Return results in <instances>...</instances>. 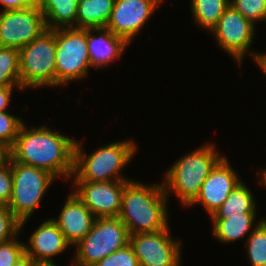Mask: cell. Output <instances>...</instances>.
Returning a JSON list of instances; mask_svg holds the SVG:
<instances>
[{
	"mask_svg": "<svg viewBox=\"0 0 266 266\" xmlns=\"http://www.w3.org/2000/svg\"><path fill=\"white\" fill-rule=\"evenodd\" d=\"M48 30L76 28L78 0H38Z\"/></svg>",
	"mask_w": 266,
	"mask_h": 266,
	"instance_id": "obj_18",
	"label": "cell"
},
{
	"mask_svg": "<svg viewBox=\"0 0 266 266\" xmlns=\"http://www.w3.org/2000/svg\"><path fill=\"white\" fill-rule=\"evenodd\" d=\"M96 217L76 196L70 193L59 218L53 221L70 245H77L91 230Z\"/></svg>",
	"mask_w": 266,
	"mask_h": 266,
	"instance_id": "obj_16",
	"label": "cell"
},
{
	"mask_svg": "<svg viewBox=\"0 0 266 266\" xmlns=\"http://www.w3.org/2000/svg\"><path fill=\"white\" fill-rule=\"evenodd\" d=\"M240 182L229 161L223 157L211 170L201 186L198 197L191 205L200 202L212 216Z\"/></svg>",
	"mask_w": 266,
	"mask_h": 266,
	"instance_id": "obj_15",
	"label": "cell"
},
{
	"mask_svg": "<svg viewBox=\"0 0 266 266\" xmlns=\"http://www.w3.org/2000/svg\"><path fill=\"white\" fill-rule=\"evenodd\" d=\"M136 149L133 141H119L101 147L87 156L82 151L81 143L76 141L74 148V181L129 180L121 176L119 172L131 161Z\"/></svg>",
	"mask_w": 266,
	"mask_h": 266,
	"instance_id": "obj_4",
	"label": "cell"
},
{
	"mask_svg": "<svg viewBox=\"0 0 266 266\" xmlns=\"http://www.w3.org/2000/svg\"><path fill=\"white\" fill-rule=\"evenodd\" d=\"M256 213H239L226 219H212L213 236L224 243L241 239L251 229Z\"/></svg>",
	"mask_w": 266,
	"mask_h": 266,
	"instance_id": "obj_20",
	"label": "cell"
},
{
	"mask_svg": "<svg viewBox=\"0 0 266 266\" xmlns=\"http://www.w3.org/2000/svg\"><path fill=\"white\" fill-rule=\"evenodd\" d=\"M56 87L85 77L93 67L88 52L87 30L61 28L55 30Z\"/></svg>",
	"mask_w": 266,
	"mask_h": 266,
	"instance_id": "obj_8",
	"label": "cell"
},
{
	"mask_svg": "<svg viewBox=\"0 0 266 266\" xmlns=\"http://www.w3.org/2000/svg\"><path fill=\"white\" fill-rule=\"evenodd\" d=\"M94 266H139L138 259L130 244L113 252Z\"/></svg>",
	"mask_w": 266,
	"mask_h": 266,
	"instance_id": "obj_29",
	"label": "cell"
},
{
	"mask_svg": "<svg viewBox=\"0 0 266 266\" xmlns=\"http://www.w3.org/2000/svg\"><path fill=\"white\" fill-rule=\"evenodd\" d=\"M24 122L6 111L0 112V145L7 151L13 146Z\"/></svg>",
	"mask_w": 266,
	"mask_h": 266,
	"instance_id": "obj_26",
	"label": "cell"
},
{
	"mask_svg": "<svg viewBox=\"0 0 266 266\" xmlns=\"http://www.w3.org/2000/svg\"><path fill=\"white\" fill-rule=\"evenodd\" d=\"M38 0H0L2 11L25 9L37 5Z\"/></svg>",
	"mask_w": 266,
	"mask_h": 266,
	"instance_id": "obj_31",
	"label": "cell"
},
{
	"mask_svg": "<svg viewBox=\"0 0 266 266\" xmlns=\"http://www.w3.org/2000/svg\"><path fill=\"white\" fill-rule=\"evenodd\" d=\"M13 178L10 157L0 162V206H8L12 196Z\"/></svg>",
	"mask_w": 266,
	"mask_h": 266,
	"instance_id": "obj_30",
	"label": "cell"
},
{
	"mask_svg": "<svg viewBox=\"0 0 266 266\" xmlns=\"http://www.w3.org/2000/svg\"><path fill=\"white\" fill-rule=\"evenodd\" d=\"M214 148L206 144L178 159L165 174L166 193L175 192L184 206H190L211 170L223 158Z\"/></svg>",
	"mask_w": 266,
	"mask_h": 266,
	"instance_id": "obj_3",
	"label": "cell"
},
{
	"mask_svg": "<svg viewBox=\"0 0 266 266\" xmlns=\"http://www.w3.org/2000/svg\"><path fill=\"white\" fill-rule=\"evenodd\" d=\"M254 26L230 5L211 31L216 36L219 46L232 55L240 65L252 44Z\"/></svg>",
	"mask_w": 266,
	"mask_h": 266,
	"instance_id": "obj_12",
	"label": "cell"
},
{
	"mask_svg": "<svg viewBox=\"0 0 266 266\" xmlns=\"http://www.w3.org/2000/svg\"><path fill=\"white\" fill-rule=\"evenodd\" d=\"M129 232L119 217L96 218L89 233L77 244L75 266H94L129 244Z\"/></svg>",
	"mask_w": 266,
	"mask_h": 266,
	"instance_id": "obj_6",
	"label": "cell"
},
{
	"mask_svg": "<svg viewBox=\"0 0 266 266\" xmlns=\"http://www.w3.org/2000/svg\"><path fill=\"white\" fill-rule=\"evenodd\" d=\"M0 266H30L25 258V245L15 238L0 243Z\"/></svg>",
	"mask_w": 266,
	"mask_h": 266,
	"instance_id": "obj_25",
	"label": "cell"
},
{
	"mask_svg": "<svg viewBox=\"0 0 266 266\" xmlns=\"http://www.w3.org/2000/svg\"><path fill=\"white\" fill-rule=\"evenodd\" d=\"M256 203L248 187L241 181L222 205L213 213L212 219H226L239 213H255Z\"/></svg>",
	"mask_w": 266,
	"mask_h": 266,
	"instance_id": "obj_21",
	"label": "cell"
},
{
	"mask_svg": "<svg viewBox=\"0 0 266 266\" xmlns=\"http://www.w3.org/2000/svg\"><path fill=\"white\" fill-rule=\"evenodd\" d=\"M20 229L21 221L7 206H0V243L14 239Z\"/></svg>",
	"mask_w": 266,
	"mask_h": 266,
	"instance_id": "obj_28",
	"label": "cell"
},
{
	"mask_svg": "<svg viewBox=\"0 0 266 266\" xmlns=\"http://www.w3.org/2000/svg\"><path fill=\"white\" fill-rule=\"evenodd\" d=\"M262 171H263V172H262ZM260 172H261V174H262V175H261V177H262L261 179H262V180H260V182L266 186V169H265V170H261Z\"/></svg>",
	"mask_w": 266,
	"mask_h": 266,
	"instance_id": "obj_35",
	"label": "cell"
},
{
	"mask_svg": "<svg viewBox=\"0 0 266 266\" xmlns=\"http://www.w3.org/2000/svg\"><path fill=\"white\" fill-rule=\"evenodd\" d=\"M17 86L22 89L19 69V51L0 47V87Z\"/></svg>",
	"mask_w": 266,
	"mask_h": 266,
	"instance_id": "obj_23",
	"label": "cell"
},
{
	"mask_svg": "<svg viewBox=\"0 0 266 266\" xmlns=\"http://www.w3.org/2000/svg\"><path fill=\"white\" fill-rule=\"evenodd\" d=\"M115 0H78L76 28L102 29L109 22Z\"/></svg>",
	"mask_w": 266,
	"mask_h": 266,
	"instance_id": "obj_19",
	"label": "cell"
},
{
	"mask_svg": "<svg viewBox=\"0 0 266 266\" xmlns=\"http://www.w3.org/2000/svg\"><path fill=\"white\" fill-rule=\"evenodd\" d=\"M230 5L253 24L266 20V0H230Z\"/></svg>",
	"mask_w": 266,
	"mask_h": 266,
	"instance_id": "obj_27",
	"label": "cell"
},
{
	"mask_svg": "<svg viewBox=\"0 0 266 266\" xmlns=\"http://www.w3.org/2000/svg\"><path fill=\"white\" fill-rule=\"evenodd\" d=\"M167 196L164 183L148 186L132 180L125 186L118 217L130 235L168 227Z\"/></svg>",
	"mask_w": 266,
	"mask_h": 266,
	"instance_id": "obj_2",
	"label": "cell"
},
{
	"mask_svg": "<svg viewBox=\"0 0 266 266\" xmlns=\"http://www.w3.org/2000/svg\"><path fill=\"white\" fill-rule=\"evenodd\" d=\"M250 55H253L257 64L260 66L262 71L266 74V54H259V53L253 54V53H251Z\"/></svg>",
	"mask_w": 266,
	"mask_h": 266,
	"instance_id": "obj_33",
	"label": "cell"
},
{
	"mask_svg": "<svg viewBox=\"0 0 266 266\" xmlns=\"http://www.w3.org/2000/svg\"><path fill=\"white\" fill-rule=\"evenodd\" d=\"M250 233L246 242L247 256L252 266H263L266 262V220L262 219Z\"/></svg>",
	"mask_w": 266,
	"mask_h": 266,
	"instance_id": "obj_24",
	"label": "cell"
},
{
	"mask_svg": "<svg viewBox=\"0 0 266 266\" xmlns=\"http://www.w3.org/2000/svg\"><path fill=\"white\" fill-rule=\"evenodd\" d=\"M13 188L9 210L21 221V228L30 218L51 186L54 176L49 172L15 162L10 158Z\"/></svg>",
	"mask_w": 266,
	"mask_h": 266,
	"instance_id": "obj_7",
	"label": "cell"
},
{
	"mask_svg": "<svg viewBox=\"0 0 266 266\" xmlns=\"http://www.w3.org/2000/svg\"><path fill=\"white\" fill-rule=\"evenodd\" d=\"M162 0H115L106 29L128 44Z\"/></svg>",
	"mask_w": 266,
	"mask_h": 266,
	"instance_id": "obj_13",
	"label": "cell"
},
{
	"mask_svg": "<svg viewBox=\"0 0 266 266\" xmlns=\"http://www.w3.org/2000/svg\"><path fill=\"white\" fill-rule=\"evenodd\" d=\"M7 150L0 145V162L7 157Z\"/></svg>",
	"mask_w": 266,
	"mask_h": 266,
	"instance_id": "obj_34",
	"label": "cell"
},
{
	"mask_svg": "<svg viewBox=\"0 0 266 266\" xmlns=\"http://www.w3.org/2000/svg\"><path fill=\"white\" fill-rule=\"evenodd\" d=\"M19 51L21 87L56 86L55 30H46Z\"/></svg>",
	"mask_w": 266,
	"mask_h": 266,
	"instance_id": "obj_5",
	"label": "cell"
},
{
	"mask_svg": "<svg viewBox=\"0 0 266 266\" xmlns=\"http://www.w3.org/2000/svg\"><path fill=\"white\" fill-rule=\"evenodd\" d=\"M25 244V258L30 266L55 265L51 257L65 251L70 244L53 219L44 221ZM29 246V247H28Z\"/></svg>",
	"mask_w": 266,
	"mask_h": 266,
	"instance_id": "obj_14",
	"label": "cell"
},
{
	"mask_svg": "<svg viewBox=\"0 0 266 266\" xmlns=\"http://www.w3.org/2000/svg\"><path fill=\"white\" fill-rule=\"evenodd\" d=\"M168 229L129 236L139 266H179L181 243L169 236Z\"/></svg>",
	"mask_w": 266,
	"mask_h": 266,
	"instance_id": "obj_10",
	"label": "cell"
},
{
	"mask_svg": "<svg viewBox=\"0 0 266 266\" xmlns=\"http://www.w3.org/2000/svg\"><path fill=\"white\" fill-rule=\"evenodd\" d=\"M76 140L47 127L26 129L23 124L13 146L7 151L15 162L43 169L54 177H71Z\"/></svg>",
	"mask_w": 266,
	"mask_h": 266,
	"instance_id": "obj_1",
	"label": "cell"
},
{
	"mask_svg": "<svg viewBox=\"0 0 266 266\" xmlns=\"http://www.w3.org/2000/svg\"><path fill=\"white\" fill-rule=\"evenodd\" d=\"M13 87L15 86L0 87V112L5 111L7 108L11 99Z\"/></svg>",
	"mask_w": 266,
	"mask_h": 266,
	"instance_id": "obj_32",
	"label": "cell"
},
{
	"mask_svg": "<svg viewBox=\"0 0 266 266\" xmlns=\"http://www.w3.org/2000/svg\"><path fill=\"white\" fill-rule=\"evenodd\" d=\"M229 6L230 0H191V11L195 22L210 31Z\"/></svg>",
	"mask_w": 266,
	"mask_h": 266,
	"instance_id": "obj_22",
	"label": "cell"
},
{
	"mask_svg": "<svg viewBox=\"0 0 266 266\" xmlns=\"http://www.w3.org/2000/svg\"><path fill=\"white\" fill-rule=\"evenodd\" d=\"M93 32L97 33L93 35ZM101 33V34H100ZM88 52L94 68L103 67L122 55L128 43L106 28L88 29Z\"/></svg>",
	"mask_w": 266,
	"mask_h": 266,
	"instance_id": "obj_17",
	"label": "cell"
},
{
	"mask_svg": "<svg viewBox=\"0 0 266 266\" xmlns=\"http://www.w3.org/2000/svg\"><path fill=\"white\" fill-rule=\"evenodd\" d=\"M130 181H74V193L96 218L118 217L124 188Z\"/></svg>",
	"mask_w": 266,
	"mask_h": 266,
	"instance_id": "obj_11",
	"label": "cell"
},
{
	"mask_svg": "<svg viewBox=\"0 0 266 266\" xmlns=\"http://www.w3.org/2000/svg\"><path fill=\"white\" fill-rule=\"evenodd\" d=\"M38 5L0 12V47L21 49L46 31Z\"/></svg>",
	"mask_w": 266,
	"mask_h": 266,
	"instance_id": "obj_9",
	"label": "cell"
}]
</instances>
